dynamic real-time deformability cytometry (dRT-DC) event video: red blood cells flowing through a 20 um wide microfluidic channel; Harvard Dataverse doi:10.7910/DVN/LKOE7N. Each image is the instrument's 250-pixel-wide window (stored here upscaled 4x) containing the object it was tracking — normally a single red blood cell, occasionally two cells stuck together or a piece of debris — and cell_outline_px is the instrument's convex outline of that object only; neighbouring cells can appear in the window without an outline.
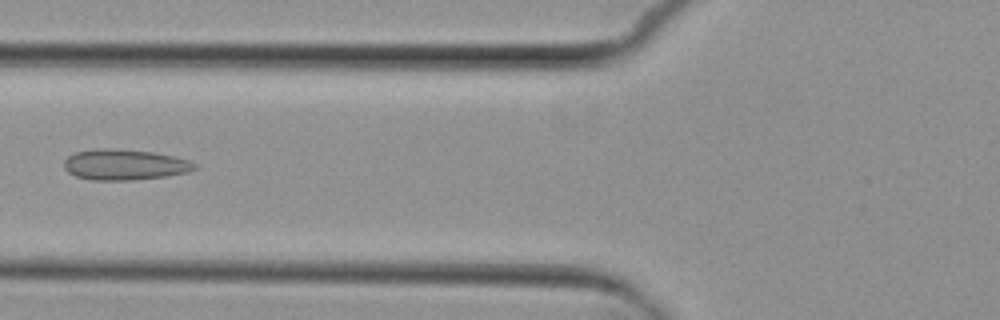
{"species": "common noctule bat (a hibernating species)", "species_latin": "Nyctalus noctula", "temperature_condition": "cold", "stored_images_in_passage": 8, "camera_frame_rate_fps": 3000, "um_per_image_px": 0.085, "animal": {"sex": "female", "body_mass_g": 29.2, "forearm_length_mm": 56.3}, "frame": {"image": 1, "passage_image": 7, "time_ms": 7.0, "image_size_px": [1000, 320], "cell_outline_px": [[196, 168], [188, 172], [168, 176], [132, 180], [92, 180], [76, 176], [68, 172], [64, 168], [64, 160], [68, 156], [76, 152], [96, 148], [112, 148], [152, 152], [192, 160], [196, 164]], "centroid_in_image_um": [10.6, 13.99], "position_along_channel_um": 115.2, "area_um2": 23.47}}
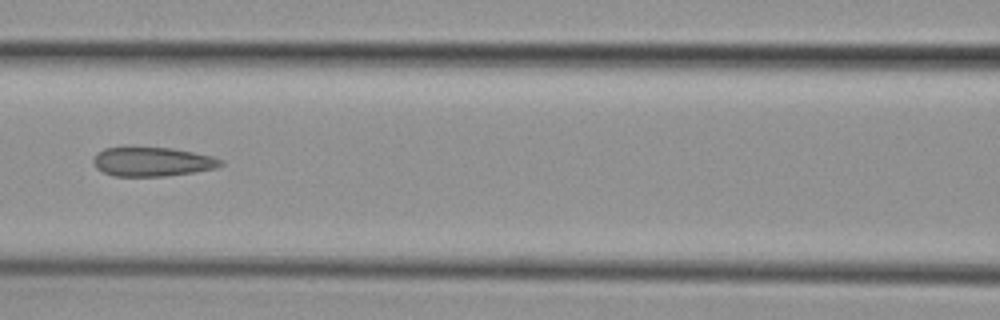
{"frame": {"image": 2, "passage_image": 8, "time_ms": 8.0, "image_size_px": [1000, 320], "cell_outline_px": [[224, 164], [216, 168], [192, 172], [164, 176], [112, 176], [96, 168], [92, 160], [96, 152], [104, 148], [124, 144], [132, 144], [172, 148], [212, 156], [224, 160]], "centroid_in_image_um": [12.86, 13.69], "position_along_channel_um": 153.7, "area_um2": 22.6}}